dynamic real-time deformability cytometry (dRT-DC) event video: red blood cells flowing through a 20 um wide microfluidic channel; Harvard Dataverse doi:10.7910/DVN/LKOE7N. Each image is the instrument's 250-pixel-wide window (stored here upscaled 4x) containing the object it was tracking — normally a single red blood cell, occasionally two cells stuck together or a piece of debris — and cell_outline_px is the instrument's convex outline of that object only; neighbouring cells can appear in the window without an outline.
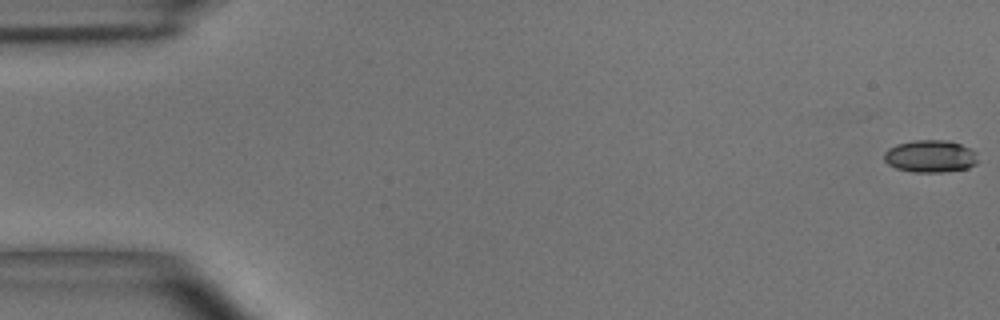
{"species": "common noctule bat (a hibernating species)", "species_latin": "Nyctalus noctula", "temperature_condition": "room temperature", "stored_images_in_passage": 4, "camera_frame_rate_fps": 3000, "um_per_image_px": 0.085, "animal": {"sex": "male", "body_mass_g": 15.6}, "frame": {"image": 1, "passage_image": 1, "time_ms": 0.0, "image_size_px": [1000, 320], "cell_outline_px": [[976, 164], [968, 168], [940, 172], [912, 172], [896, 168], [888, 164], [884, 160], [884, 152], [888, 148], [896, 144], [912, 140], [948, 140], [960, 144], [976, 152]], "centroid_in_image_um": [79.04, 13.27], "position_along_channel_um": 6.0, "area_um2": 17.69}}